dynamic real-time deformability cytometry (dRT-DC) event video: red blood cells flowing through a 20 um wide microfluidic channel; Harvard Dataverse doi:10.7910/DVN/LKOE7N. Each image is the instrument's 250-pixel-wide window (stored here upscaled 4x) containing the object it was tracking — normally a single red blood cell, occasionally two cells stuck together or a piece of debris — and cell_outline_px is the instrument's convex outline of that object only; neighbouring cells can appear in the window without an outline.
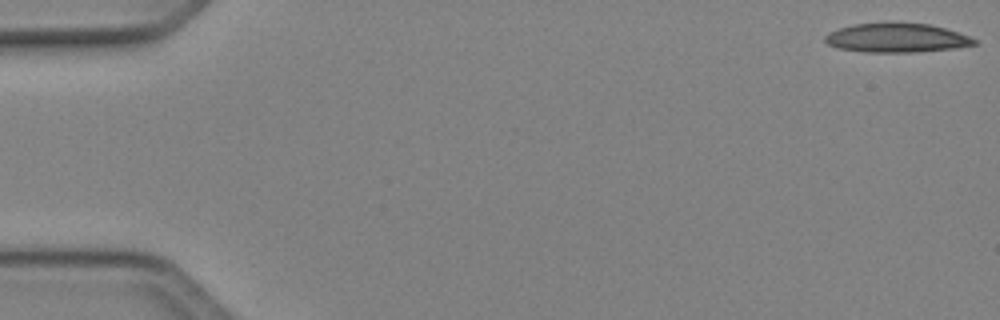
{"species": "Egyptian fruit bat (a non-hibernating species)", "species_latin": "Rousettus aegyptiacus", "temperature_condition": "cold", "stored_images_in_passage": 5, "camera_frame_rate_fps": 3000, "um_per_image_px": 0.085, "animal": {"sex": "female"}, "frame": {"image": 1, "passage_image": 1, "time_ms": 0.0, "image_size_px": [1000, 320], "cell_outline_px": [[976, 44], [956, 48], [916, 52], [864, 52], [836, 48], [828, 44], [824, 40], [824, 36], [828, 32], [852, 24], [884, 20], [892, 20], [928, 24], [944, 28], [968, 36], [976, 40]], "centroid_in_image_um": [76.14, 3.18], "position_along_channel_um": 8.9, "area_um2": 26.07}}